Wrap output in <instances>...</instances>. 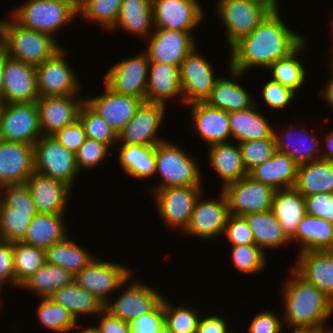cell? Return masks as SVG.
I'll list each match as a JSON object with an SVG mask.
<instances>
[{
  "label": "cell",
  "instance_id": "obj_1",
  "mask_svg": "<svg viewBox=\"0 0 333 333\" xmlns=\"http://www.w3.org/2000/svg\"><path fill=\"white\" fill-rule=\"evenodd\" d=\"M280 17L279 11L271 12L251 34L236 42L230 48L228 67L242 74L252 67L268 69L294 52L306 39L290 30Z\"/></svg>",
  "mask_w": 333,
  "mask_h": 333
},
{
  "label": "cell",
  "instance_id": "obj_2",
  "mask_svg": "<svg viewBox=\"0 0 333 333\" xmlns=\"http://www.w3.org/2000/svg\"><path fill=\"white\" fill-rule=\"evenodd\" d=\"M283 288L285 318L293 330L330 329L325 323L333 314V301L293 269Z\"/></svg>",
  "mask_w": 333,
  "mask_h": 333
},
{
  "label": "cell",
  "instance_id": "obj_3",
  "mask_svg": "<svg viewBox=\"0 0 333 333\" xmlns=\"http://www.w3.org/2000/svg\"><path fill=\"white\" fill-rule=\"evenodd\" d=\"M52 36L36 32L11 20L0 21V45L6 55L34 67L52 57L62 47Z\"/></svg>",
  "mask_w": 333,
  "mask_h": 333
},
{
  "label": "cell",
  "instance_id": "obj_4",
  "mask_svg": "<svg viewBox=\"0 0 333 333\" xmlns=\"http://www.w3.org/2000/svg\"><path fill=\"white\" fill-rule=\"evenodd\" d=\"M36 214L26 183L0 188V240L22 242Z\"/></svg>",
  "mask_w": 333,
  "mask_h": 333
},
{
  "label": "cell",
  "instance_id": "obj_5",
  "mask_svg": "<svg viewBox=\"0 0 333 333\" xmlns=\"http://www.w3.org/2000/svg\"><path fill=\"white\" fill-rule=\"evenodd\" d=\"M76 15H79L78 0H28L10 16L20 25L54 38L59 28Z\"/></svg>",
  "mask_w": 333,
  "mask_h": 333
},
{
  "label": "cell",
  "instance_id": "obj_6",
  "mask_svg": "<svg viewBox=\"0 0 333 333\" xmlns=\"http://www.w3.org/2000/svg\"><path fill=\"white\" fill-rule=\"evenodd\" d=\"M156 173H159L161 183L151 191L167 187L202 186L201 174L197 163L179 146L162 141L155 145Z\"/></svg>",
  "mask_w": 333,
  "mask_h": 333
},
{
  "label": "cell",
  "instance_id": "obj_7",
  "mask_svg": "<svg viewBox=\"0 0 333 333\" xmlns=\"http://www.w3.org/2000/svg\"><path fill=\"white\" fill-rule=\"evenodd\" d=\"M42 136L37 101L3 103L0 111V139L34 145Z\"/></svg>",
  "mask_w": 333,
  "mask_h": 333
},
{
  "label": "cell",
  "instance_id": "obj_8",
  "mask_svg": "<svg viewBox=\"0 0 333 333\" xmlns=\"http://www.w3.org/2000/svg\"><path fill=\"white\" fill-rule=\"evenodd\" d=\"M34 171L62 181L73 188L79 173L76 154L66 149L53 136H42L34 145Z\"/></svg>",
  "mask_w": 333,
  "mask_h": 333
},
{
  "label": "cell",
  "instance_id": "obj_9",
  "mask_svg": "<svg viewBox=\"0 0 333 333\" xmlns=\"http://www.w3.org/2000/svg\"><path fill=\"white\" fill-rule=\"evenodd\" d=\"M216 12L226 30L231 48L242 37L249 35L271 13L264 5L251 0H218Z\"/></svg>",
  "mask_w": 333,
  "mask_h": 333
},
{
  "label": "cell",
  "instance_id": "obj_10",
  "mask_svg": "<svg viewBox=\"0 0 333 333\" xmlns=\"http://www.w3.org/2000/svg\"><path fill=\"white\" fill-rule=\"evenodd\" d=\"M96 259L97 257L78 272L74 281L105 305L109 301V293L125 285L132 270L121 264Z\"/></svg>",
  "mask_w": 333,
  "mask_h": 333
},
{
  "label": "cell",
  "instance_id": "obj_11",
  "mask_svg": "<svg viewBox=\"0 0 333 333\" xmlns=\"http://www.w3.org/2000/svg\"><path fill=\"white\" fill-rule=\"evenodd\" d=\"M202 189V186H178L152 191L162 221L184 232Z\"/></svg>",
  "mask_w": 333,
  "mask_h": 333
},
{
  "label": "cell",
  "instance_id": "obj_12",
  "mask_svg": "<svg viewBox=\"0 0 333 333\" xmlns=\"http://www.w3.org/2000/svg\"><path fill=\"white\" fill-rule=\"evenodd\" d=\"M65 56L66 51L61 48L35 67L39 97L78 95L81 85Z\"/></svg>",
  "mask_w": 333,
  "mask_h": 333
},
{
  "label": "cell",
  "instance_id": "obj_13",
  "mask_svg": "<svg viewBox=\"0 0 333 333\" xmlns=\"http://www.w3.org/2000/svg\"><path fill=\"white\" fill-rule=\"evenodd\" d=\"M222 191L228 202L229 213L240 216L271 210L275 192L271 186L255 181L248 175L226 185Z\"/></svg>",
  "mask_w": 333,
  "mask_h": 333
},
{
  "label": "cell",
  "instance_id": "obj_14",
  "mask_svg": "<svg viewBox=\"0 0 333 333\" xmlns=\"http://www.w3.org/2000/svg\"><path fill=\"white\" fill-rule=\"evenodd\" d=\"M149 71L146 52L127 60L118 61L105 75V84L115 93L132 96L145 102Z\"/></svg>",
  "mask_w": 333,
  "mask_h": 333
},
{
  "label": "cell",
  "instance_id": "obj_15",
  "mask_svg": "<svg viewBox=\"0 0 333 333\" xmlns=\"http://www.w3.org/2000/svg\"><path fill=\"white\" fill-rule=\"evenodd\" d=\"M211 62L197 54L196 48L180 65L183 103L205 102L220 77L213 75Z\"/></svg>",
  "mask_w": 333,
  "mask_h": 333
},
{
  "label": "cell",
  "instance_id": "obj_16",
  "mask_svg": "<svg viewBox=\"0 0 333 333\" xmlns=\"http://www.w3.org/2000/svg\"><path fill=\"white\" fill-rule=\"evenodd\" d=\"M166 105L142 102L134 116L118 133V143L122 145H156L164 139L156 134L165 117Z\"/></svg>",
  "mask_w": 333,
  "mask_h": 333
},
{
  "label": "cell",
  "instance_id": "obj_17",
  "mask_svg": "<svg viewBox=\"0 0 333 333\" xmlns=\"http://www.w3.org/2000/svg\"><path fill=\"white\" fill-rule=\"evenodd\" d=\"M3 103H31L39 99L34 66L8 57L4 51Z\"/></svg>",
  "mask_w": 333,
  "mask_h": 333
},
{
  "label": "cell",
  "instance_id": "obj_18",
  "mask_svg": "<svg viewBox=\"0 0 333 333\" xmlns=\"http://www.w3.org/2000/svg\"><path fill=\"white\" fill-rule=\"evenodd\" d=\"M152 27L175 31H193L203 20L197 0H152Z\"/></svg>",
  "mask_w": 333,
  "mask_h": 333
},
{
  "label": "cell",
  "instance_id": "obj_19",
  "mask_svg": "<svg viewBox=\"0 0 333 333\" xmlns=\"http://www.w3.org/2000/svg\"><path fill=\"white\" fill-rule=\"evenodd\" d=\"M154 29L146 50L149 61L180 67L186 55L196 47L192 31Z\"/></svg>",
  "mask_w": 333,
  "mask_h": 333
},
{
  "label": "cell",
  "instance_id": "obj_20",
  "mask_svg": "<svg viewBox=\"0 0 333 333\" xmlns=\"http://www.w3.org/2000/svg\"><path fill=\"white\" fill-rule=\"evenodd\" d=\"M201 196L200 194L196 200L190 222L184 234L203 239L220 236V234L224 233L227 219L230 215L226 196L223 191H221V195L217 200H204V197L202 200Z\"/></svg>",
  "mask_w": 333,
  "mask_h": 333
},
{
  "label": "cell",
  "instance_id": "obj_21",
  "mask_svg": "<svg viewBox=\"0 0 333 333\" xmlns=\"http://www.w3.org/2000/svg\"><path fill=\"white\" fill-rule=\"evenodd\" d=\"M74 96L78 97V95L39 97L37 107L43 136H53L79 119V112L85 99L75 100Z\"/></svg>",
  "mask_w": 333,
  "mask_h": 333
},
{
  "label": "cell",
  "instance_id": "obj_22",
  "mask_svg": "<svg viewBox=\"0 0 333 333\" xmlns=\"http://www.w3.org/2000/svg\"><path fill=\"white\" fill-rule=\"evenodd\" d=\"M33 172V145L0 139V188L24 184Z\"/></svg>",
  "mask_w": 333,
  "mask_h": 333
},
{
  "label": "cell",
  "instance_id": "obj_23",
  "mask_svg": "<svg viewBox=\"0 0 333 333\" xmlns=\"http://www.w3.org/2000/svg\"><path fill=\"white\" fill-rule=\"evenodd\" d=\"M162 299L163 296L156 289L133 281L114 303L109 300L110 302L105 304L104 308L122 321L131 322L133 319L151 312Z\"/></svg>",
  "mask_w": 333,
  "mask_h": 333
},
{
  "label": "cell",
  "instance_id": "obj_24",
  "mask_svg": "<svg viewBox=\"0 0 333 333\" xmlns=\"http://www.w3.org/2000/svg\"><path fill=\"white\" fill-rule=\"evenodd\" d=\"M104 90V94L85 99V103L118 134L131 120L143 101L139 98L115 93L106 84Z\"/></svg>",
  "mask_w": 333,
  "mask_h": 333
},
{
  "label": "cell",
  "instance_id": "obj_25",
  "mask_svg": "<svg viewBox=\"0 0 333 333\" xmlns=\"http://www.w3.org/2000/svg\"><path fill=\"white\" fill-rule=\"evenodd\" d=\"M26 185L37 213L65 214L66 204L72 192L68 184L34 171Z\"/></svg>",
  "mask_w": 333,
  "mask_h": 333
},
{
  "label": "cell",
  "instance_id": "obj_26",
  "mask_svg": "<svg viewBox=\"0 0 333 333\" xmlns=\"http://www.w3.org/2000/svg\"><path fill=\"white\" fill-rule=\"evenodd\" d=\"M298 257L291 269L333 301V251H304Z\"/></svg>",
  "mask_w": 333,
  "mask_h": 333
},
{
  "label": "cell",
  "instance_id": "obj_27",
  "mask_svg": "<svg viewBox=\"0 0 333 333\" xmlns=\"http://www.w3.org/2000/svg\"><path fill=\"white\" fill-rule=\"evenodd\" d=\"M189 105L192 106L191 117L195 124L194 128L207 145L229 141L232 136L227 111L210 107L205 102Z\"/></svg>",
  "mask_w": 333,
  "mask_h": 333
},
{
  "label": "cell",
  "instance_id": "obj_28",
  "mask_svg": "<svg viewBox=\"0 0 333 333\" xmlns=\"http://www.w3.org/2000/svg\"><path fill=\"white\" fill-rule=\"evenodd\" d=\"M148 79L145 93L146 102L166 105V100L182 96L180 67L166 63L149 61Z\"/></svg>",
  "mask_w": 333,
  "mask_h": 333
},
{
  "label": "cell",
  "instance_id": "obj_29",
  "mask_svg": "<svg viewBox=\"0 0 333 333\" xmlns=\"http://www.w3.org/2000/svg\"><path fill=\"white\" fill-rule=\"evenodd\" d=\"M228 69L230 70V79L220 77L205 103L210 107L225 110L228 113L252 107L256 103L254 98L245 88L236 83L242 73L231 67Z\"/></svg>",
  "mask_w": 333,
  "mask_h": 333
},
{
  "label": "cell",
  "instance_id": "obj_30",
  "mask_svg": "<svg viewBox=\"0 0 333 333\" xmlns=\"http://www.w3.org/2000/svg\"><path fill=\"white\" fill-rule=\"evenodd\" d=\"M298 165L286 154H275L248 172L253 180L271 186L274 190L293 188L297 181Z\"/></svg>",
  "mask_w": 333,
  "mask_h": 333
},
{
  "label": "cell",
  "instance_id": "obj_31",
  "mask_svg": "<svg viewBox=\"0 0 333 333\" xmlns=\"http://www.w3.org/2000/svg\"><path fill=\"white\" fill-rule=\"evenodd\" d=\"M271 210L291 239L306 215L304 196L294 187L275 190Z\"/></svg>",
  "mask_w": 333,
  "mask_h": 333
},
{
  "label": "cell",
  "instance_id": "obj_32",
  "mask_svg": "<svg viewBox=\"0 0 333 333\" xmlns=\"http://www.w3.org/2000/svg\"><path fill=\"white\" fill-rule=\"evenodd\" d=\"M255 103L252 107L244 110L229 112V124L231 136L238 143L267 139L273 136L274 130Z\"/></svg>",
  "mask_w": 333,
  "mask_h": 333
},
{
  "label": "cell",
  "instance_id": "obj_33",
  "mask_svg": "<svg viewBox=\"0 0 333 333\" xmlns=\"http://www.w3.org/2000/svg\"><path fill=\"white\" fill-rule=\"evenodd\" d=\"M300 244L299 252L333 251V223L306 214L299 223L291 242Z\"/></svg>",
  "mask_w": 333,
  "mask_h": 333
},
{
  "label": "cell",
  "instance_id": "obj_34",
  "mask_svg": "<svg viewBox=\"0 0 333 333\" xmlns=\"http://www.w3.org/2000/svg\"><path fill=\"white\" fill-rule=\"evenodd\" d=\"M294 188L304 197L319 193L333 194V162L321 158L299 165Z\"/></svg>",
  "mask_w": 333,
  "mask_h": 333
},
{
  "label": "cell",
  "instance_id": "obj_35",
  "mask_svg": "<svg viewBox=\"0 0 333 333\" xmlns=\"http://www.w3.org/2000/svg\"><path fill=\"white\" fill-rule=\"evenodd\" d=\"M293 126L294 125L290 123V128L287 130L286 134H284L285 132L279 134L276 132V130L274 131L273 135L276 142V151L288 155L298 166L317 159H321V149L319 148L320 145L317 142V137L311 133L309 134L305 127L299 131L302 135L299 137H297V135V138H295L294 136L297 133L293 134V132H291L292 128H294ZM304 138L307 140H304ZM297 140L298 142H296Z\"/></svg>",
  "mask_w": 333,
  "mask_h": 333
},
{
  "label": "cell",
  "instance_id": "obj_36",
  "mask_svg": "<svg viewBox=\"0 0 333 333\" xmlns=\"http://www.w3.org/2000/svg\"><path fill=\"white\" fill-rule=\"evenodd\" d=\"M63 218V214L37 213L22 242L46 250L64 240L67 238V230Z\"/></svg>",
  "mask_w": 333,
  "mask_h": 333
},
{
  "label": "cell",
  "instance_id": "obj_37",
  "mask_svg": "<svg viewBox=\"0 0 333 333\" xmlns=\"http://www.w3.org/2000/svg\"><path fill=\"white\" fill-rule=\"evenodd\" d=\"M209 161L222 179V187L237 182L248 175L240 153L239 145L216 143L209 146Z\"/></svg>",
  "mask_w": 333,
  "mask_h": 333
},
{
  "label": "cell",
  "instance_id": "obj_38",
  "mask_svg": "<svg viewBox=\"0 0 333 333\" xmlns=\"http://www.w3.org/2000/svg\"><path fill=\"white\" fill-rule=\"evenodd\" d=\"M152 25H154L152 0H123L117 24L113 29L120 27L141 38L152 34L151 30H154Z\"/></svg>",
  "mask_w": 333,
  "mask_h": 333
},
{
  "label": "cell",
  "instance_id": "obj_39",
  "mask_svg": "<svg viewBox=\"0 0 333 333\" xmlns=\"http://www.w3.org/2000/svg\"><path fill=\"white\" fill-rule=\"evenodd\" d=\"M244 217L252 231L255 245L262 250L276 249L278 246L291 242L272 210L250 213Z\"/></svg>",
  "mask_w": 333,
  "mask_h": 333
},
{
  "label": "cell",
  "instance_id": "obj_40",
  "mask_svg": "<svg viewBox=\"0 0 333 333\" xmlns=\"http://www.w3.org/2000/svg\"><path fill=\"white\" fill-rule=\"evenodd\" d=\"M49 298L69 310L76 320L83 314L98 315L104 308L97 297L81 288L75 281L55 290Z\"/></svg>",
  "mask_w": 333,
  "mask_h": 333
},
{
  "label": "cell",
  "instance_id": "obj_41",
  "mask_svg": "<svg viewBox=\"0 0 333 333\" xmlns=\"http://www.w3.org/2000/svg\"><path fill=\"white\" fill-rule=\"evenodd\" d=\"M155 145H121L119 161L131 177L141 179L155 175Z\"/></svg>",
  "mask_w": 333,
  "mask_h": 333
},
{
  "label": "cell",
  "instance_id": "obj_42",
  "mask_svg": "<svg viewBox=\"0 0 333 333\" xmlns=\"http://www.w3.org/2000/svg\"><path fill=\"white\" fill-rule=\"evenodd\" d=\"M45 256L48 264L60 266L73 275H76L96 258L68 237L46 249Z\"/></svg>",
  "mask_w": 333,
  "mask_h": 333
},
{
  "label": "cell",
  "instance_id": "obj_43",
  "mask_svg": "<svg viewBox=\"0 0 333 333\" xmlns=\"http://www.w3.org/2000/svg\"><path fill=\"white\" fill-rule=\"evenodd\" d=\"M74 277L70 271L46 262L20 287L29 289L41 298H49L55 290L73 283Z\"/></svg>",
  "mask_w": 333,
  "mask_h": 333
},
{
  "label": "cell",
  "instance_id": "obj_44",
  "mask_svg": "<svg viewBox=\"0 0 333 333\" xmlns=\"http://www.w3.org/2000/svg\"><path fill=\"white\" fill-rule=\"evenodd\" d=\"M306 40L289 56L274 62L268 69L272 71V80L296 92L306 79V70L297 58L303 50Z\"/></svg>",
  "mask_w": 333,
  "mask_h": 333
},
{
  "label": "cell",
  "instance_id": "obj_45",
  "mask_svg": "<svg viewBox=\"0 0 333 333\" xmlns=\"http://www.w3.org/2000/svg\"><path fill=\"white\" fill-rule=\"evenodd\" d=\"M13 259L18 288L46 263L44 249L23 242L13 243Z\"/></svg>",
  "mask_w": 333,
  "mask_h": 333
},
{
  "label": "cell",
  "instance_id": "obj_46",
  "mask_svg": "<svg viewBox=\"0 0 333 333\" xmlns=\"http://www.w3.org/2000/svg\"><path fill=\"white\" fill-rule=\"evenodd\" d=\"M123 0H78V14L87 21H96L104 29L113 30L117 24Z\"/></svg>",
  "mask_w": 333,
  "mask_h": 333
},
{
  "label": "cell",
  "instance_id": "obj_47",
  "mask_svg": "<svg viewBox=\"0 0 333 333\" xmlns=\"http://www.w3.org/2000/svg\"><path fill=\"white\" fill-rule=\"evenodd\" d=\"M42 301L38 305L37 313L39 320L44 327L56 332H69L73 329L80 328L77 320L69 310L60 304L55 303L50 298H41Z\"/></svg>",
  "mask_w": 333,
  "mask_h": 333
},
{
  "label": "cell",
  "instance_id": "obj_48",
  "mask_svg": "<svg viewBox=\"0 0 333 333\" xmlns=\"http://www.w3.org/2000/svg\"><path fill=\"white\" fill-rule=\"evenodd\" d=\"M79 120L88 139L100 141L109 147L118 142L117 132L86 103L80 109Z\"/></svg>",
  "mask_w": 333,
  "mask_h": 333
},
{
  "label": "cell",
  "instance_id": "obj_49",
  "mask_svg": "<svg viewBox=\"0 0 333 333\" xmlns=\"http://www.w3.org/2000/svg\"><path fill=\"white\" fill-rule=\"evenodd\" d=\"M247 173L270 159L276 152L274 135L267 139H257L238 143Z\"/></svg>",
  "mask_w": 333,
  "mask_h": 333
},
{
  "label": "cell",
  "instance_id": "obj_50",
  "mask_svg": "<svg viewBox=\"0 0 333 333\" xmlns=\"http://www.w3.org/2000/svg\"><path fill=\"white\" fill-rule=\"evenodd\" d=\"M164 297L165 324L172 333H196L199 322L198 311L183 305L174 307ZM197 311V312H196Z\"/></svg>",
  "mask_w": 333,
  "mask_h": 333
},
{
  "label": "cell",
  "instance_id": "obj_51",
  "mask_svg": "<svg viewBox=\"0 0 333 333\" xmlns=\"http://www.w3.org/2000/svg\"><path fill=\"white\" fill-rule=\"evenodd\" d=\"M231 255L234 267L242 273H258L266 264L264 250L255 244L232 246Z\"/></svg>",
  "mask_w": 333,
  "mask_h": 333
},
{
  "label": "cell",
  "instance_id": "obj_52",
  "mask_svg": "<svg viewBox=\"0 0 333 333\" xmlns=\"http://www.w3.org/2000/svg\"><path fill=\"white\" fill-rule=\"evenodd\" d=\"M109 146L96 140L86 139L76 153V163L79 172L85 168H94L101 163L108 154Z\"/></svg>",
  "mask_w": 333,
  "mask_h": 333
},
{
  "label": "cell",
  "instance_id": "obj_53",
  "mask_svg": "<svg viewBox=\"0 0 333 333\" xmlns=\"http://www.w3.org/2000/svg\"><path fill=\"white\" fill-rule=\"evenodd\" d=\"M224 233L232 246L255 244L252 231L244 216L230 214Z\"/></svg>",
  "mask_w": 333,
  "mask_h": 333
},
{
  "label": "cell",
  "instance_id": "obj_54",
  "mask_svg": "<svg viewBox=\"0 0 333 333\" xmlns=\"http://www.w3.org/2000/svg\"><path fill=\"white\" fill-rule=\"evenodd\" d=\"M164 324V298L151 312L129 322L131 333H158Z\"/></svg>",
  "mask_w": 333,
  "mask_h": 333
},
{
  "label": "cell",
  "instance_id": "obj_55",
  "mask_svg": "<svg viewBox=\"0 0 333 333\" xmlns=\"http://www.w3.org/2000/svg\"><path fill=\"white\" fill-rule=\"evenodd\" d=\"M296 92L292 89L282 86L278 82L270 79L262 91V96L265 103L272 109H282L293 100Z\"/></svg>",
  "mask_w": 333,
  "mask_h": 333
},
{
  "label": "cell",
  "instance_id": "obj_56",
  "mask_svg": "<svg viewBox=\"0 0 333 333\" xmlns=\"http://www.w3.org/2000/svg\"><path fill=\"white\" fill-rule=\"evenodd\" d=\"M306 214L333 223V194L319 193L305 196Z\"/></svg>",
  "mask_w": 333,
  "mask_h": 333
},
{
  "label": "cell",
  "instance_id": "obj_57",
  "mask_svg": "<svg viewBox=\"0 0 333 333\" xmlns=\"http://www.w3.org/2000/svg\"><path fill=\"white\" fill-rule=\"evenodd\" d=\"M53 137L66 149L76 154L87 139L83 124L78 119L56 132Z\"/></svg>",
  "mask_w": 333,
  "mask_h": 333
},
{
  "label": "cell",
  "instance_id": "obj_58",
  "mask_svg": "<svg viewBox=\"0 0 333 333\" xmlns=\"http://www.w3.org/2000/svg\"><path fill=\"white\" fill-rule=\"evenodd\" d=\"M6 281L16 286L13 243L0 240V291L1 285L5 284Z\"/></svg>",
  "mask_w": 333,
  "mask_h": 333
},
{
  "label": "cell",
  "instance_id": "obj_59",
  "mask_svg": "<svg viewBox=\"0 0 333 333\" xmlns=\"http://www.w3.org/2000/svg\"><path fill=\"white\" fill-rule=\"evenodd\" d=\"M272 311H263L254 316L249 333H282V321Z\"/></svg>",
  "mask_w": 333,
  "mask_h": 333
},
{
  "label": "cell",
  "instance_id": "obj_60",
  "mask_svg": "<svg viewBox=\"0 0 333 333\" xmlns=\"http://www.w3.org/2000/svg\"><path fill=\"white\" fill-rule=\"evenodd\" d=\"M100 313L98 315L102 316V320L98 326L92 327L96 333H131L129 322L122 321L105 308Z\"/></svg>",
  "mask_w": 333,
  "mask_h": 333
},
{
  "label": "cell",
  "instance_id": "obj_61",
  "mask_svg": "<svg viewBox=\"0 0 333 333\" xmlns=\"http://www.w3.org/2000/svg\"><path fill=\"white\" fill-rule=\"evenodd\" d=\"M227 321L218 315H211L199 319L196 333H229ZM234 333V332H233Z\"/></svg>",
  "mask_w": 333,
  "mask_h": 333
},
{
  "label": "cell",
  "instance_id": "obj_62",
  "mask_svg": "<svg viewBox=\"0 0 333 333\" xmlns=\"http://www.w3.org/2000/svg\"><path fill=\"white\" fill-rule=\"evenodd\" d=\"M320 94L324 97L329 105L333 108V79H329L324 89L320 90Z\"/></svg>",
  "mask_w": 333,
  "mask_h": 333
},
{
  "label": "cell",
  "instance_id": "obj_63",
  "mask_svg": "<svg viewBox=\"0 0 333 333\" xmlns=\"http://www.w3.org/2000/svg\"><path fill=\"white\" fill-rule=\"evenodd\" d=\"M327 144L328 152L321 153L323 159H327L333 162V131L324 137Z\"/></svg>",
  "mask_w": 333,
  "mask_h": 333
},
{
  "label": "cell",
  "instance_id": "obj_64",
  "mask_svg": "<svg viewBox=\"0 0 333 333\" xmlns=\"http://www.w3.org/2000/svg\"><path fill=\"white\" fill-rule=\"evenodd\" d=\"M266 6L271 12L279 11L278 0H251Z\"/></svg>",
  "mask_w": 333,
  "mask_h": 333
},
{
  "label": "cell",
  "instance_id": "obj_65",
  "mask_svg": "<svg viewBox=\"0 0 333 333\" xmlns=\"http://www.w3.org/2000/svg\"><path fill=\"white\" fill-rule=\"evenodd\" d=\"M3 68H4V49L0 45V100L2 99Z\"/></svg>",
  "mask_w": 333,
  "mask_h": 333
},
{
  "label": "cell",
  "instance_id": "obj_66",
  "mask_svg": "<svg viewBox=\"0 0 333 333\" xmlns=\"http://www.w3.org/2000/svg\"><path fill=\"white\" fill-rule=\"evenodd\" d=\"M292 333H333V329H302L293 330Z\"/></svg>",
  "mask_w": 333,
  "mask_h": 333
},
{
  "label": "cell",
  "instance_id": "obj_67",
  "mask_svg": "<svg viewBox=\"0 0 333 333\" xmlns=\"http://www.w3.org/2000/svg\"><path fill=\"white\" fill-rule=\"evenodd\" d=\"M76 333H96V332L91 326H89L87 328H84V330L83 329L81 331L78 330Z\"/></svg>",
  "mask_w": 333,
  "mask_h": 333
},
{
  "label": "cell",
  "instance_id": "obj_68",
  "mask_svg": "<svg viewBox=\"0 0 333 333\" xmlns=\"http://www.w3.org/2000/svg\"><path fill=\"white\" fill-rule=\"evenodd\" d=\"M158 333H172V331L168 328L166 324H164Z\"/></svg>",
  "mask_w": 333,
  "mask_h": 333
},
{
  "label": "cell",
  "instance_id": "obj_69",
  "mask_svg": "<svg viewBox=\"0 0 333 333\" xmlns=\"http://www.w3.org/2000/svg\"><path fill=\"white\" fill-rule=\"evenodd\" d=\"M333 56V55H332ZM331 61H330V63H329V65L331 66V72H330V74H331V77H330V79H333V57H331V59H330Z\"/></svg>",
  "mask_w": 333,
  "mask_h": 333
},
{
  "label": "cell",
  "instance_id": "obj_70",
  "mask_svg": "<svg viewBox=\"0 0 333 333\" xmlns=\"http://www.w3.org/2000/svg\"><path fill=\"white\" fill-rule=\"evenodd\" d=\"M2 105H3V102H2V100H0V111H1Z\"/></svg>",
  "mask_w": 333,
  "mask_h": 333
}]
</instances>
